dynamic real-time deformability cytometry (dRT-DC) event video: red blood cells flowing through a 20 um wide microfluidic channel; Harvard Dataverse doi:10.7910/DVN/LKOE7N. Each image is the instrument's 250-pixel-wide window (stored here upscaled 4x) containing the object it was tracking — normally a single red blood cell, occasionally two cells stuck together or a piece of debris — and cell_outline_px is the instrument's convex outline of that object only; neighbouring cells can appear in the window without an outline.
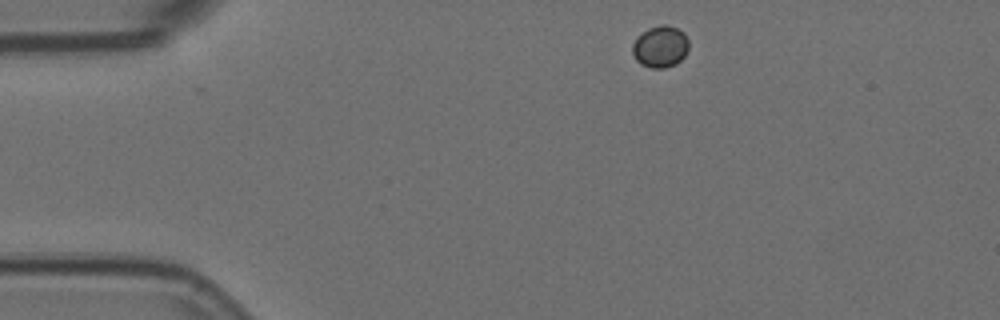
{"species": "Egyptian fruit bat (a non-hibernating species)", "species_latin": "Rousettus aegyptiacus", "temperature_condition": "room temperature", "stored_images_in_passage": 2, "camera_frame_rate_fps": 3000, "um_per_image_px": 0.085, "animal": {"sex": "female"}, "frame": {"image": 1, "passage_image": 1, "time_ms": 0.0, "image_size_px": [1000, 320], "cell_outline_px": [[688, 48], [684, 56], [676, 64], [664, 68], [652, 68], [640, 64], [636, 60], [632, 52], [632, 44], [636, 36], [640, 32], [648, 28], [660, 24], [668, 24], [684, 32], [688, 40]], "centroid_in_image_um": [56.1, 3.94], "position_along_channel_um": 28.9, "area_um2": 13.93}}